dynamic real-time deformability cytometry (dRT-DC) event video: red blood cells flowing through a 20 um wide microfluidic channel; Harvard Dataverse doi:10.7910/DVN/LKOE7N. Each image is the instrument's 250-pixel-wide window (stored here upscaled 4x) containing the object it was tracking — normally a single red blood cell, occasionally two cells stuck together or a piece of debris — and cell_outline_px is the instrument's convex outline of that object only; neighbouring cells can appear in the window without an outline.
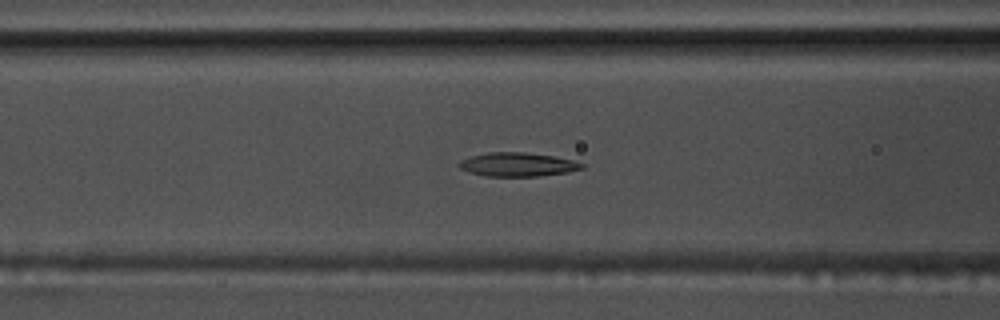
{"species": "common noctule bat (a hibernating species)", "species_latin": "Nyctalus noctula", "temperature_condition": "warm", "stored_images_in_passage": 57, "camera_frame_rate_fps": 3000, "um_per_image_px": 0.085, "animal": {"sex": "male", "body_mass_g": 17.5, "forearm_length_mm": 52.3}, "frame": {"image": 1, "passage_image": 24, "time_ms": 7.667, "image_size_px": [1000, 320], "cell_outline_px": [[584, 168], [568, 172], [536, 176], [488, 176], [468, 172], [460, 168], [456, 164], [460, 160], [472, 156], [488, 152], [524, 152], [552, 156], [572, 160], [584, 164]], "centroid_in_image_um": [43.96, 13.98], "position_along_channel_um": 122.6, "area_um2": 16.94}}
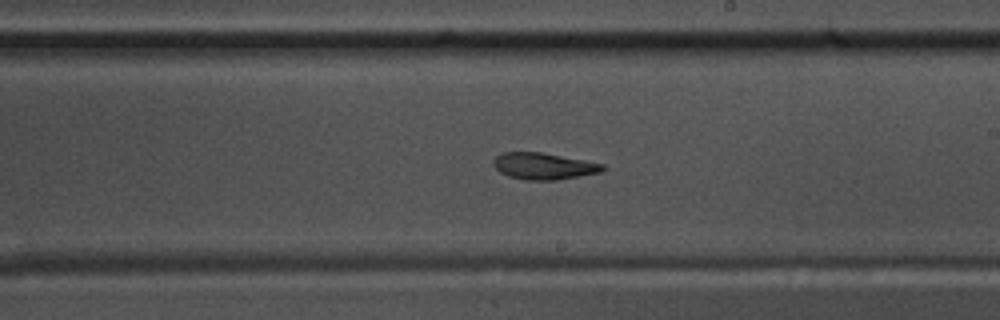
{"frame": {"image": 2, "passage_image": 34, "time_ms": 11.0, "image_size_px": [1000, 320], "cell_outline_px": [[608, 168], [600, 172], [556, 180], [524, 180], [508, 176], [500, 172], [492, 164], [492, 160], [500, 152], [540, 152], [584, 160], [604, 164]], "centroid_in_image_um": [46.18, 14.12], "position_along_channel_um": 242.8, "area_um2": 16.99}}
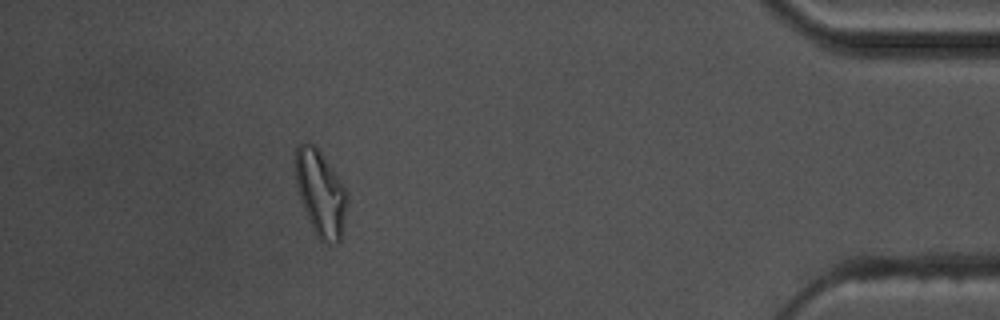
{"frame": {"image": 3, "passage_image": 52, "time_ms": 17.0, "image_size_px": [1000, 320], "cell_outline_px": [[348, 204], [340, 240], [332, 244], [324, 244], [316, 236], [312, 228], [296, 188], [296, 148], [304, 140], [312, 144], [320, 152], [332, 168], [344, 188], [348, 196]], "centroid_in_image_um": [27.25, 16.46], "position_along_channel_um": 407.9, "area_um2": 25.61}, "authors_computed_cell_mechanics": {"area_um2": 18.0914, "velocity_mm_per_s": 3.6202, "shape_relaxation_time_tau1_ms": 10.1932, "shape_relaxation_time_tau2_ms": 4.1512, "deformation_change_tau1": 0.2596, "deformation_change_tau2": 0.1088}}